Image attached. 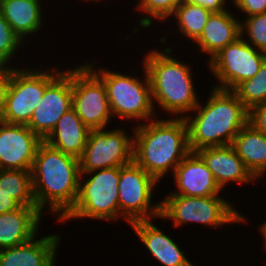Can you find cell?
I'll return each mask as SVG.
<instances>
[{
	"instance_id": "6da1fadb",
	"label": "cell",
	"mask_w": 266,
	"mask_h": 266,
	"mask_svg": "<svg viewBox=\"0 0 266 266\" xmlns=\"http://www.w3.org/2000/svg\"><path fill=\"white\" fill-rule=\"evenodd\" d=\"M35 203L61 221L76 204L80 184L79 159L44 141L39 145L31 170Z\"/></svg>"
},
{
	"instance_id": "7a4b0ae2",
	"label": "cell",
	"mask_w": 266,
	"mask_h": 266,
	"mask_svg": "<svg viewBox=\"0 0 266 266\" xmlns=\"http://www.w3.org/2000/svg\"><path fill=\"white\" fill-rule=\"evenodd\" d=\"M133 160L158 182L191 152L184 118L161 119L134 125ZM171 170V171H170Z\"/></svg>"
},
{
	"instance_id": "3957f363",
	"label": "cell",
	"mask_w": 266,
	"mask_h": 266,
	"mask_svg": "<svg viewBox=\"0 0 266 266\" xmlns=\"http://www.w3.org/2000/svg\"><path fill=\"white\" fill-rule=\"evenodd\" d=\"M184 119L188 126L189 149L195 152L205 147L232 145L248 123V110L232 90L211 87L205 104L199 102Z\"/></svg>"
},
{
	"instance_id": "277c9868",
	"label": "cell",
	"mask_w": 266,
	"mask_h": 266,
	"mask_svg": "<svg viewBox=\"0 0 266 266\" xmlns=\"http://www.w3.org/2000/svg\"><path fill=\"white\" fill-rule=\"evenodd\" d=\"M156 49L147 51L142 61L149 76L154 107L158 105L174 118H185L201 102L193 81V67L175 58L171 46L163 51Z\"/></svg>"
},
{
	"instance_id": "5b68a950",
	"label": "cell",
	"mask_w": 266,
	"mask_h": 266,
	"mask_svg": "<svg viewBox=\"0 0 266 266\" xmlns=\"http://www.w3.org/2000/svg\"><path fill=\"white\" fill-rule=\"evenodd\" d=\"M86 65L105 84L113 118L116 116L118 119L121 118L134 123L136 120L137 125L139 121H142L143 124L156 117L159 118L156 115L158 114L155 110L157 108L153 104L151 84L144 64L141 68L144 70L142 78L136 75L133 76L131 73H128V75L111 71L103 66L102 68H96L95 62L94 64L88 62Z\"/></svg>"
},
{
	"instance_id": "8992f818",
	"label": "cell",
	"mask_w": 266,
	"mask_h": 266,
	"mask_svg": "<svg viewBox=\"0 0 266 266\" xmlns=\"http://www.w3.org/2000/svg\"><path fill=\"white\" fill-rule=\"evenodd\" d=\"M119 178L120 167L81 173L76 204L60 222L84 218L105 222L118 220Z\"/></svg>"
},
{
	"instance_id": "52a82bcc",
	"label": "cell",
	"mask_w": 266,
	"mask_h": 266,
	"mask_svg": "<svg viewBox=\"0 0 266 266\" xmlns=\"http://www.w3.org/2000/svg\"><path fill=\"white\" fill-rule=\"evenodd\" d=\"M233 205L220 196L167 195L160 201V219L170 220L178 228L194 222L210 228L246 223V216Z\"/></svg>"
},
{
	"instance_id": "ba28073f",
	"label": "cell",
	"mask_w": 266,
	"mask_h": 266,
	"mask_svg": "<svg viewBox=\"0 0 266 266\" xmlns=\"http://www.w3.org/2000/svg\"><path fill=\"white\" fill-rule=\"evenodd\" d=\"M52 68L10 67V85L2 122L24 125L29 123L46 86L62 71L57 67Z\"/></svg>"
},
{
	"instance_id": "9c48e42d",
	"label": "cell",
	"mask_w": 266,
	"mask_h": 266,
	"mask_svg": "<svg viewBox=\"0 0 266 266\" xmlns=\"http://www.w3.org/2000/svg\"><path fill=\"white\" fill-rule=\"evenodd\" d=\"M158 183L134 160L121 166L118 184L119 218L128 225L136 221L160 218V201L152 202Z\"/></svg>"
},
{
	"instance_id": "30bf717a",
	"label": "cell",
	"mask_w": 266,
	"mask_h": 266,
	"mask_svg": "<svg viewBox=\"0 0 266 266\" xmlns=\"http://www.w3.org/2000/svg\"><path fill=\"white\" fill-rule=\"evenodd\" d=\"M77 66L72 68V107L90 130L109 127L113 115L105 84L85 62Z\"/></svg>"
},
{
	"instance_id": "8fae6325",
	"label": "cell",
	"mask_w": 266,
	"mask_h": 266,
	"mask_svg": "<svg viewBox=\"0 0 266 266\" xmlns=\"http://www.w3.org/2000/svg\"><path fill=\"white\" fill-rule=\"evenodd\" d=\"M265 59L266 53L240 36L206 63L218 81L212 87L233 91L241 82L254 77Z\"/></svg>"
},
{
	"instance_id": "7c38bea8",
	"label": "cell",
	"mask_w": 266,
	"mask_h": 266,
	"mask_svg": "<svg viewBox=\"0 0 266 266\" xmlns=\"http://www.w3.org/2000/svg\"><path fill=\"white\" fill-rule=\"evenodd\" d=\"M126 128L91 130L82 156L80 172L121 167L133 160V135Z\"/></svg>"
},
{
	"instance_id": "4fadbf2b",
	"label": "cell",
	"mask_w": 266,
	"mask_h": 266,
	"mask_svg": "<svg viewBox=\"0 0 266 266\" xmlns=\"http://www.w3.org/2000/svg\"><path fill=\"white\" fill-rule=\"evenodd\" d=\"M71 68V69H70ZM72 67L62 70L47 86L27 126L42 140L72 108Z\"/></svg>"
},
{
	"instance_id": "5bb4252c",
	"label": "cell",
	"mask_w": 266,
	"mask_h": 266,
	"mask_svg": "<svg viewBox=\"0 0 266 266\" xmlns=\"http://www.w3.org/2000/svg\"><path fill=\"white\" fill-rule=\"evenodd\" d=\"M42 142L27 125L0 121V169L31 171Z\"/></svg>"
},
{
	"instance_id": "9a60e30c",
	"label": "cell",
	"mask_w": 266,
	"mask_h": 266,
	"mask_svg": "<svg viewBox=\"0 0 266 266\" xmlns=\"http://www.w3.org/2000/svg\"><path fill=\"white\" fill-rule=\"evenodd\" d=\"M175 191L167 195L192 197L221 196L212 172L196 152H190L173 172Z\"/></svg>"
},
{
	"instance_id": "2e32d148",
	"label": "cell",
	"mask_w": 266,
	"mask_h": 266,
	"mask_svg": "<svg viewBox=\"0 0 266 266\" xmlns=\"http://www.w3.org/2000/svg\"><path fill=\"white\" fill-rule=\"evenodd\" d=\"M195 152L208 166L221 190L232 182L251 185L257 181L232 145L205 147Z\"/></svg>"
},
{
	"instance_id": "e0dca14e",
	"label": "cell",
	"mask_w": 266,
	"mask_h": 266,
	"mask_svg": "<svg viewBox=\"0 0 266 266\" xmlns=\"http://www.w3.org/2000/svg\"><path fill=\"white\" fill-rule=\"evenodd\" d=\"M0 250V266H55L61 234H49L42 238Z\"/></svg>"
},
{
	"instance_id": "ac0fdd59",
	"label": "cell",
	"mask_w": 266,
	"mask_h": 266,
	"mask_svg": "<svg viewBox=\"0 0 266 266\" xmlns=\"http://www.w3.org/2000/svg\"><path fill=\"white\" fill-rule=\"evenodd\" d=\"M141 243L163 266H194L173 238L150 220L129 224Z\"/></svg>"
},
{
	"instance_id": "d6986e66",
	"label": "cell",
	"mask_w": 266,
	"mask_h": 266,
	"mask_svg": "<svg viewBox=\"0 0 266 266\" xmlns=\"http://www.w3.org/2000/svg\"><path fill=\"white\" fill-rule=\"evenodd\" d=\"M235 16L228 7L224 11L213 12L203 27L202 34L194 42L198 51L209 56V61L241 36L240 19L237 20Z\"/></svg>"
},
{
	"instance_id": "ffe728a7",
	"label": "cell",
	"mask_w": 266,
	"mask_h": 266,
	"mask_svg": "<svg viewBox=\"0 0 266 266\" xmlns=\"http://www.w3.org/2000/svg\"><path fill=\"white\" fill-rule=\"evenodd\" d=\"M42 215L37 207L24 206L0 214V250L24 244L39 235Z\"/></svg>"
},
{
	"instance_id": "44dd1931",
	"label": "cell",
	"mask_w": 266,
	"mask_h": 266,
	"mask_svg": "<svg viewBox=\"0 0 266 266\" xmlns=\"http://www.w3.org/2000/svg\"><path fill=\"white\" fill-rule=\"evenodd\" d=\"M90 131L72 107L61 116L51 133L43 141L49 146L79 159L83 154Z\"/></svg>"
},
{
	"instance_id": "7402d4cb",
	"label": "cell",
	"mask_w": 266,
	"mask_h": 266,
	"mask_svg": "<svg viewBox=\"0 0 266 266\" xmlns=\"http://www.w3.org/2000/svg\"><path fill=\"white\" fill-rule=\"evenodd\" d=\"M42 2L43 0L0 1V12L23 43H26L28 36L44 28Z\"/></svg>"
},
{
	"instance_id": "603a6c76",
	"label": "cell",
	"mask_w": 266,
	"mask_h": 266,
	"mask_svg": "<svg viewBox=\"0 0 266 266\" xmlns=\"http://www.w3.org/2000/svg\"><path fill=\"white\" fill-rule=\"evenodd\" d=\"M232 146L246 168L260 181L266 174V135L247 123L234 138Z\"/></svg>"
},
{
	"instance_id": "cb8c5ba5",
	"label": "cell",
	"mask_w": 266,
	"mask_h": 266,
	"mask_svg": "<svg viewBox=\"0 0 266 266\" xmlns=\"http://www.w3.org/2000/svg\"><path fill=\"white\" fill-rule=\"evenodd\" d=\"M212 13L211 10L201 5L181 0L171 17L174 18V21L176 20L175 23L178 26V31L181 32V37L186 36L194 43L202 34L203 27Z\"/></svg>"
},
{
	"instance_id": "d4e9b609",
	"label": "cell",
	"mask_w": 266,
	"mask_h": 266,
	"mask_svg": "<svg viewBox=\"0 0 266 266\" xmlns=\"http://www.w3.org/2000/svg\"><path fill=\"white\" fill-rule=\"evenodd\" d=\"M0 190L7 193L20 206L37 207L31 171L0 169Z\"/></svg>"
},
{
	"instance_id": "484cf974",
	"label": "cell",
	"mask_w": 266,
	"mask_h": 266,
	"mask_svg": "<svg viewBox=\"0 0 266 266\" xmlns=\"http://www.w3.org/2000/svg\"><path fill=\"white\" fill-rule=\"evenodd\" d=\"M233 92L248 111L256 105L266 103V59L257 74L241 82Z\"/></svg>"
},
{
	"instance_id": "4316f807",
	"label": "cell",
	"mask_w": 266,
	"mask_h": 266,
	"mask_svg": "<svg viewBox=\"0 0 266 266\" xmlns=\"http://www.w3.org/2000/svg\"><path fill=\"white\" fill-rule=\"evenodd\" d=\"M137 2L135 8L143 13L138 19V26L147 29L153 26V22L168 21L181 0H138Z\"/></svg>"
},
{
	"instance_id": "83f0119b",
	"label": "cell",
	"mask_w": 266,
	"mask_h": 266,
	"mask_svg": "<svg viewBox=\"0 0 266 266\" xmlns=\"http://www.w3.org/2000/svg\"><path fill=\"white\" fill-rule=\"evenodd\" d=\"M240 20L241 37L259 51L266 53V13ZM247 35V36H246Z\"/></svg>"
},
{
	"instance_id": "f1b7e54d",
	"label": "cell",
	"mask_w": 266,
	"mask_h": 266,
	"mask_svg": "<svg viewBox=\"0 0 266 266\" xmlns=\"http://www.w3.org/2000/svg\"><path fill=\"white\" fill-rule=\"evenodd\" d=\"M25 47L22 40L15 34L0 12V67L9 66L19 49ZM18 49V50H17Z\"/></svg>"
},
{
	"instance_id": "f546056e",
	"label": "cell",
	"mask_w": 266,
	"mask_h": 266,
	"mask_svg": "<svg viewBox=\"0 0 266 266\" xmlns=\"http://www.w3.org/2000/svg\"><path fill=\"white\" fill-rule=\"evenodd\" d=\"M246 17L266 13V0H231Z\"/></svg>"
},
{
	"instance_id": "4dcf8cb0",
	"label": "cell",
	"mask_w": 266,
	"mask_h": 266,
	"mask_svg": "<svg viewBox=\"0 0 266 266\" xmlns=\"http://www.w3.org/2000/svg\"><path fill=\"white\" fill-rule=\"evenodd\" d=\"M248 123L266 135V103L256 105L248 111Z\"/></svg>"
},
{
	"instance_id": "1f68e13d",
	"label": "cell",
	"mask_w": 266,
	"mask_h": 266,
	"mask_svg": "<svg viewBox=\"0 0 266 266\" xmlns=\"http://www.w3.org/2000/svg\"><path fill=\"white\" fill-rule=\"evenodd\" d=\"M10 85V67H0V121L6 107V98Z\"/></svg>"
},
{
	"instance_id": "d6a6232c",
	"label": "cell",
	"mask_w": 266,
	"mask_h": 266,
	"mask_svg": "<svg viewBox=\"0 0 266 266\" xmlns=\"http://www.w3.org/2000/svg\"><path fill=\"white\" fill-rule=\"evenodd\" d=\"M188 2L201 5L212 12H221L226 10L228 3L226 1L228 0H186Z\"/></svg>"
},
{
	"instance_id": "836d02e7",
	"label": "cell",
	"mask_w": 266,
	"mask_h": 266,
	"mask_svg": "<svg viewBox=\"0 0 266 266\" xmlns=\"http://www.w3.org/2000/svg\"><path fill=\"white\" fill-rule=\"evenodd\" d=\"M20 205L7 193L0 190V214L16 210Z\"/></svg>"
},
{
	"instance_id": "e575fe53",
	"label": "cell",
	"mask_w": 266,
	"mask_h": 266,
	"mask_svg": "<svg viewBox=\"0 0 266 266\" xmlns=\"http://www.w3.org/2000/svg\"><path fill=\"white\" fill-rule=\"evenodd\" d=\"M260 227L258 228V230H260V236L263 237L262 241H263V246L265 248L266 251V221L263 222L262 224L259 225Z\"/></svg>"
},
{
	"instance_id": "d590c367",
	"label": "cell",
	"mask_w": 266,
	"mask_h": 266,
	"mask_svg": "<svg viewBox=\"0 0 266 266\" xmlns=\"http://www.w3.org/2000/svg\"><path fill=\"white\" fill-rule=\"evenodd\" d=\"M87 1H90V2H92V1L99 2V0H86L85 2H87Z\"/></svg>"
}]
</instances>
